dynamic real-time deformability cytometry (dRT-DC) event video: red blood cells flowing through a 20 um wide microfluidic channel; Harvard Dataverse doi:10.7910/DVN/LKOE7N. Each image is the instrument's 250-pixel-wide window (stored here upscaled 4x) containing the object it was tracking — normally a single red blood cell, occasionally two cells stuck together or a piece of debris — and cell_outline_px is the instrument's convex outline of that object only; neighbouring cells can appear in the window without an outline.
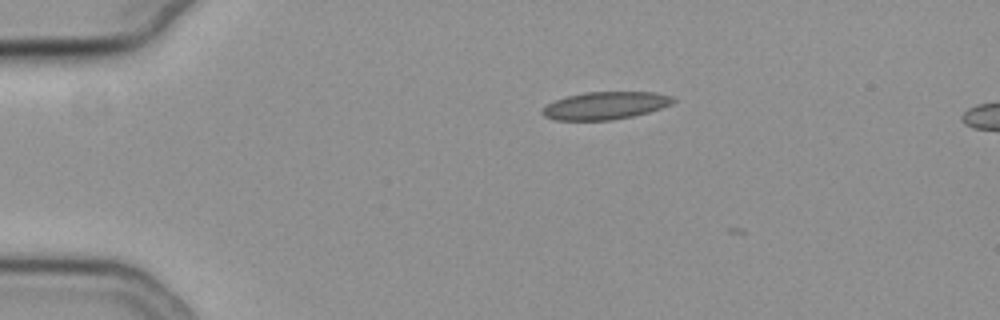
{"species": "common noctule bat (a hibernating species)", "species_latin": "Nyctalus noctula", "temperature_condition": "cold", "stored_images_in_passage": 8, "camera_frame_rate_fps": 3000, "um_per_image_px": 0.085, "animal": {"sex": "female", "body_mass_g": 19.3, "forearm_length_mm": 54.1}, "frame": {"image": 1, "passage_image": 7, "time_ms": 2.0, "image_size_px": [1000, 320], "cell_outline_px": [[676, 100], [672, 104], [648, 112], [632, 116], [612, 120], [556, 120], [544, 116], [540, 112], [548, 104], [556, 100], [568, 96], [584, 92], [656, 92], [672, 96]], "centroid_in_image_um": [51.47, 8.97], "position_along_channel_um": 33.5, "area_um2": 20.92}}